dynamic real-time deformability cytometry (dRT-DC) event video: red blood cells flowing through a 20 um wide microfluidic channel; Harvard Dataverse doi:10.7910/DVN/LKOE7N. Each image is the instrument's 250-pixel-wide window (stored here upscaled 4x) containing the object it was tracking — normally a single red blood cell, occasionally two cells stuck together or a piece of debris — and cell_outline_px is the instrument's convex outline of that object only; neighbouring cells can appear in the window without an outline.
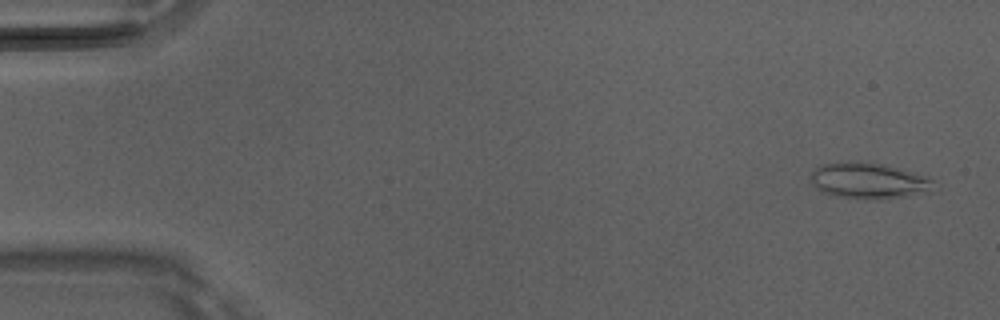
{"species": "Egyptian fruit bat (a non-hibernating species)", "species_latin": "Rousettus aegyptiacus", "temperature_condition": "room temperature", "stored_images_in_passage": 13, "camera_frame_rate_fps": 3000, "um_per_image_px": 0.085, "animal": {"sex": "male"}, "frame": {"image": 1, "passage_image": 3, "time_ms": 0.667, "image_size_px": [1000, 320], "cell_outline_px": [[932, 192], [876, 200], [840, 196], [820, 192], [812, 184], [812, 172], [820, 164], [880, 164], [900, 168], [928, 176], [932, 180]], "centroid_in_image_um": [73.89, 15.4], "position_along_channel_um": 11.1, "area_um2": 24.97}}